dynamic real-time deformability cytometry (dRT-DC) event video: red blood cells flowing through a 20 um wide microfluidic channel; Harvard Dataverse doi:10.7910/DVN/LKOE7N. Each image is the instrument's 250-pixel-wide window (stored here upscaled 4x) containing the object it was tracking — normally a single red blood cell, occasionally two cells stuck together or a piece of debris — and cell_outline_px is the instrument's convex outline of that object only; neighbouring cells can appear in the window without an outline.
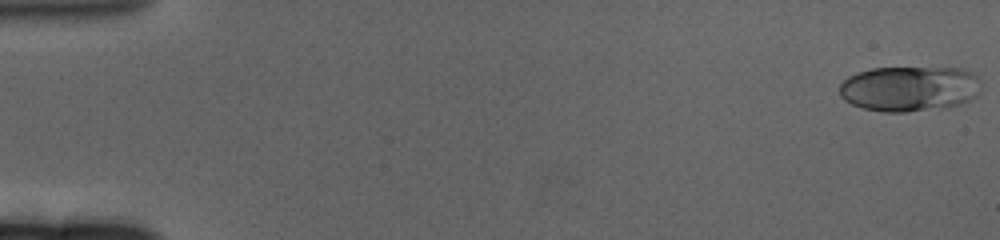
{"species": "human", "species_latin": "Homo sapiens", "temperature_condition": "cold", "stored_images_in_passage": 63, "camera_frame_rate_fps": 3000, "um_per_image_px": 0.085, "donor": {"sex": "female"}, "frame": {"image": 1, "passage_image": 1, "time_ms": 0.0, "image_size_px": [1000, 240], "cell_outline_px": [[980, 92], [972, 100], [948, 108], [908, 112], [884, 112], [864, 108], [852, 104], [844, 100], [840, 96], [840, 84], [848, 76], [856, 72], [872, 68], [960, 68], [972, 72], [980, 80]], "centroid_in_image_um": [77.33, 7.54], "position_along_channel_um": 7.7, "area_um2": 37.92}}
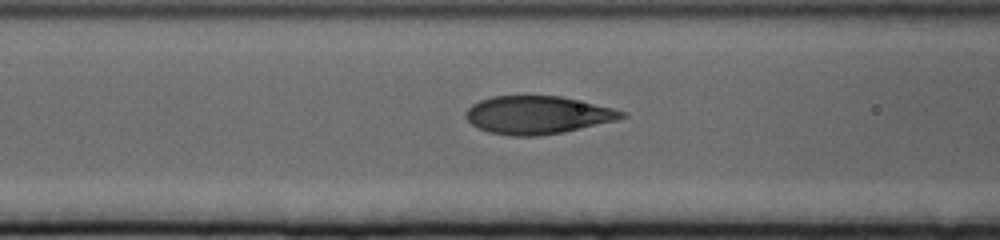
{"frame": {"image": 2, "passage_image": 26, "time_ms": 8.333, "image_size_px": [1000, 240], "cell_outline_px": [[628, 116], [616, 120], [564, 132], [536, 136], [512, 136], [488, 132], [472, 124], [464, 116], [464, 112], [472, 104], [480, 100], [492, 96], [560, 96], [612, 108], [628, 112]], "centroid_in_image_um": [45.68, 9.77], "position_along_channel_um": 120.9, "area_um2": 34.39}}
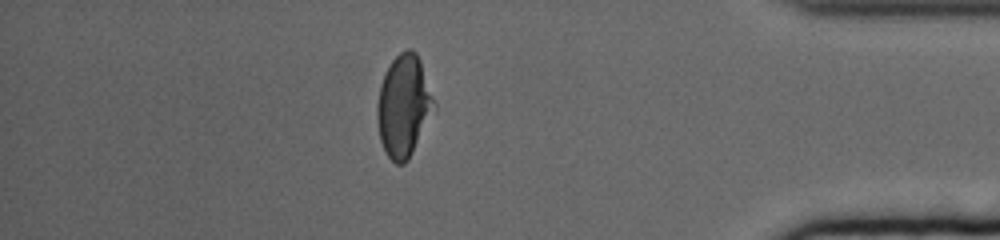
{"frame": {"image": 3, "passage_image": 55, "time_ms": 18.0, "image_size_px": [1000, 240], "cell_outline_px": [[436, 104], [408, 160], [404, 164], [396, 164], [388, 156], [380, 140], [376, 116], [376, 108], [380, 84], [384, 72], [392, 60], [400, 52], [408, 48], [412, 48], [416, 52], [420, 60]], "centroid_in_image_um": [34.29, 8.97], "position_along_channel_um": 400.9, "area_um2": 33.47}, "authors_computed_cell_mechanics": {"area_um2": 34.8534, "velocity_mm_per_s": 3.2387, "shape_relaxation_time_tau1_ms": 3.9494, "shape_relaxation_time_tau2_ms": 0.776, "deformation_change_tau1": 0.1608, "deformation_change_tau2": 0.0663}}